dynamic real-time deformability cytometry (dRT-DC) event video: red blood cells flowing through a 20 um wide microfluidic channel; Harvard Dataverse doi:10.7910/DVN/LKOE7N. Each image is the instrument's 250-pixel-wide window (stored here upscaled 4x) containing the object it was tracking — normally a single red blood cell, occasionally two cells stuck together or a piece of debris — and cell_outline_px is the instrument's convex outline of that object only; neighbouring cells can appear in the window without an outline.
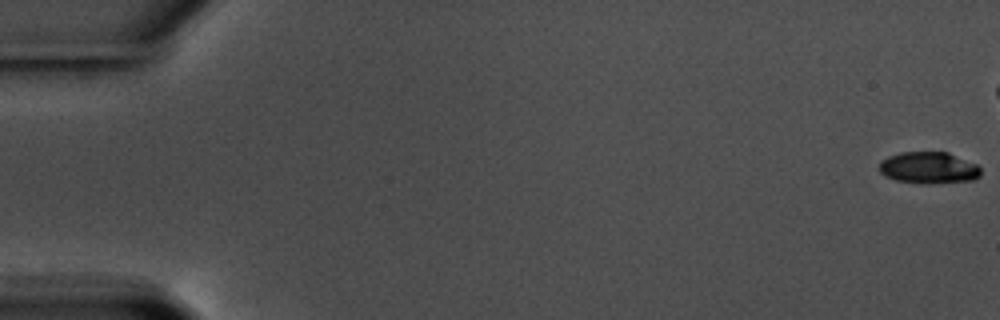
{"species": "common noctule bat (a hibernating species)", "species_latin": "Nyctalus noctula", "temperature_condition": "warm", "stored_images_in_passage": 18, "camera_frame_rate_fps": 3000, "um_per_image_px": 0.085, "animal": {"sex": "male", "body_mass_g": 17.5, "forearm_length_mm": 52.3}, "frame": {"image": 1, "passage_image": 1, "time_ms": 0.0, "image_size_px": [1000, 320], "cell_outline_px": [[980, 176], [976, 180], [896, 180], [884, 176], [880, 172], [880, 160], [888, 156], [900, 152], [948, 152], [976, 164], [980, 168]], "centroid_in_image_um": [78.91, 14.19], "position_along_channel_um": 6.1, "area_um2": 17.69}}